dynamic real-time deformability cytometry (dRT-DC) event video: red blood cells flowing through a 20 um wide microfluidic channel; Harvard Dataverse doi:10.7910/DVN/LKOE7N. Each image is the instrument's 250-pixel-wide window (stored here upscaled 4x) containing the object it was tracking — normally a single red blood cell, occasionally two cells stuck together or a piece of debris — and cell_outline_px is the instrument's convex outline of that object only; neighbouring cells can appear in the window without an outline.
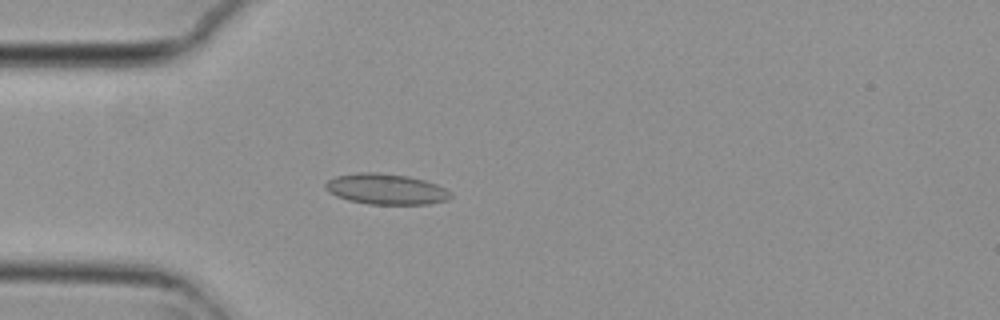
{"species": "common noctule bat (a hibernating species)", "species_latin": "Nyctalus noctula", "temperature_condition": "cold", "stored_images_in_passage": 2, "camera_frame_rate_fps": 3000, "um_per_image_px": 0.085, "animal": {"sex": "female", "body_mass_g": 29.2, "forearm_length_mm": 56.3}, "frame": {"image": 1, "passage_image": 2, "time_ms": 0.333, "image_size_px": [1000, 320], "cell_outline_px": [[452, 196], [448, 200], [428, 204], [368, 204], [348, 200], [336, 196], [328, 192], [324, 188], [324, 184], [328, 180], [336, 176], [360, 172], [376, 172], [408, 176], [424, 180], [436, 184], [452, 192]], "centroid_in_image_um": [32.8, 16.07], "position_along_channel_um": 52.2, "area_um2": 22.48}}